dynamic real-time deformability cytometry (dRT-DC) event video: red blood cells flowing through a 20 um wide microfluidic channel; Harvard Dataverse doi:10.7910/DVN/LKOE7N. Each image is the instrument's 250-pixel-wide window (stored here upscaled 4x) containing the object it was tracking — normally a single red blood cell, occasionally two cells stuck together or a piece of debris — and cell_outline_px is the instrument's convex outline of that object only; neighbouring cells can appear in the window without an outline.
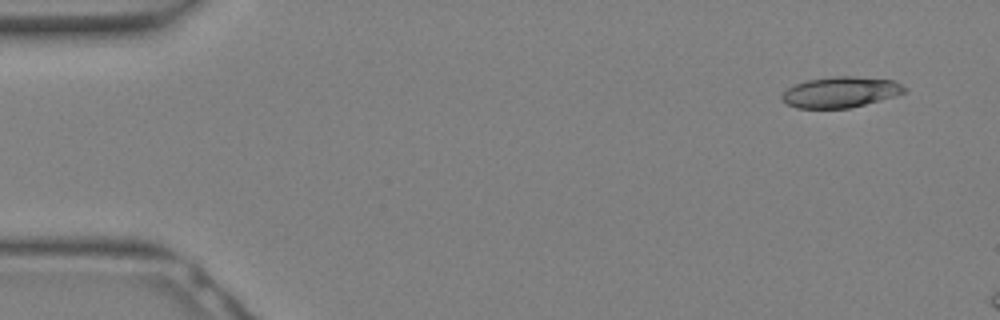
{"species": "Egyptian fruit bat (a non-hibernating species)", "species_latin": "Rousettus aegyptiacus", "temperature_condition": "warm", "stored_images_in_passage": 6, "camera_frame_rate_fps": 3000, "um_per_image_px": 0.085, "animal": {"sex": "female"}, "frame": {"image": 1, "passage_image": 2, "time_ms": 0.333, "image_size_px": [1000, 320], "cell_outline_px": [[908, 92], [896, 96], [848, 108], [796, 108], [780, 100], [780, 96], [788, 88], [796, 84], [808, 80], [836, 76], [852, 76], [892, 80], [908, 88]], "centroid_in_image_um": [71.46, 7.83], "position_along_channel_um": 13.5, "area_um2": 21.91}}